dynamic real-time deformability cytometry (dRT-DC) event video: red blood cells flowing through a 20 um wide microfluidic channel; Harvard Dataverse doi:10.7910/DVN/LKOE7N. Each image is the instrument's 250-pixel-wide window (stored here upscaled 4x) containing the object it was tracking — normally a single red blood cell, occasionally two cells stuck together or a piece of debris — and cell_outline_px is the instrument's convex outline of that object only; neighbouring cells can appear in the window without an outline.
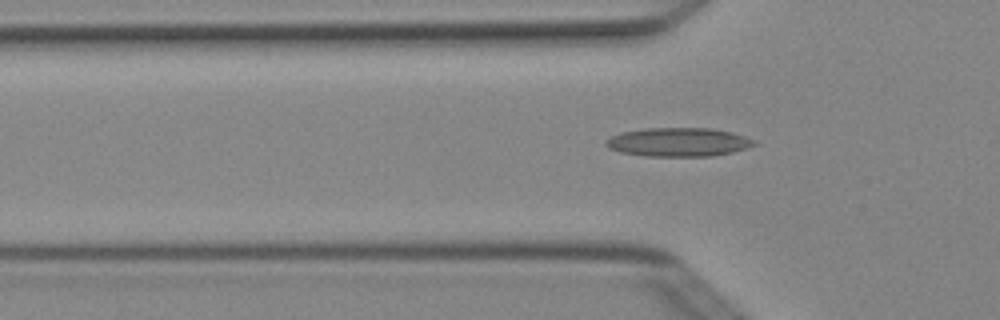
{"species": "Egyptian fruit bat (a non-hibernating species)", "species_latin": "Rousettus aegyptiacus", "temperature_condition": "cold", "stored_images_in_passage": 6, "segment_of_instrument_passage": [2, 2], "camera_frame_rate_fps": 3000, "um_per_image_px": 0.085, "animal": {"sex": "female"}, "frame": {"image": 1, "passage_image": 6, "time_ms": 1.667, "image_size_px": [1000, 320], "cell_outline_px": [[756, 144], [748, 148], [732, 152], [712, 156], [644, 156], [620, 152], [608, 148], [604, 144], [604, 140], [620, 132], [644, 128], [712, 128], [732, 132], [756, 140]], "centroid_in_image_um": [57.65, 12.07], "position_along_channel_um": 68.2, "area_um2": 25.09}}